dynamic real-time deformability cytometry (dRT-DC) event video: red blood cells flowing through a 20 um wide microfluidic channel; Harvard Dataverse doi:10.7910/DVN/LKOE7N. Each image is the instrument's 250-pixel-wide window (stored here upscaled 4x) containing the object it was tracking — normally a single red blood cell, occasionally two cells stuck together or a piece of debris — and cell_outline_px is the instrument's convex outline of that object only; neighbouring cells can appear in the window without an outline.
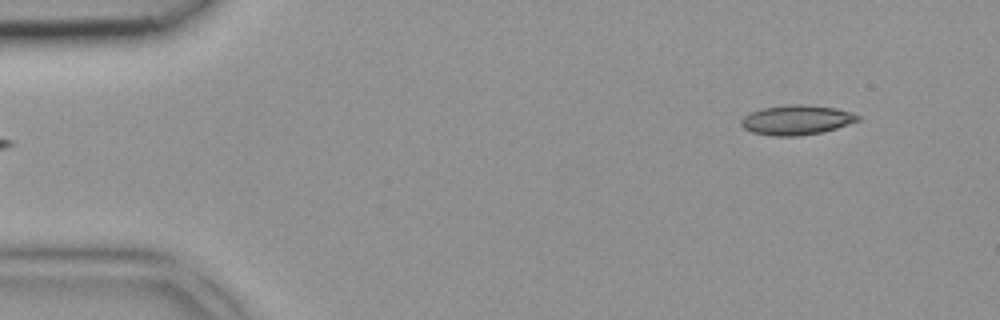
{"species": "common noctule bat (a hibernating species)", "species_latin": "Nyctalus noctula", "temperature_condition": "room temperature", "stored_images_in_passage": 5, "camera_frame_rate_fps": 3000, "um_per_image_px": 0.085, "animal": {"sex": "female", "body_mass_g": 18.4}, "frame": {"image": 1, "passage_image": 5, "time_ms": 1.333, "image_size_px": [1000, 320], "cell_outline_px": [[860, 120], [824, 132], [800, 136], [772, 136], [752, 132], [744, 128], [740, 124], [740, 120], [744, 116], [760, 108], [792, 104], [804, 104], [836, 108], [852, 112], [860, 116]], "centroid_in_image_um": [67.71, 10.2], "position_along_channel_um": 17.3, "area_um2": 20.35}}